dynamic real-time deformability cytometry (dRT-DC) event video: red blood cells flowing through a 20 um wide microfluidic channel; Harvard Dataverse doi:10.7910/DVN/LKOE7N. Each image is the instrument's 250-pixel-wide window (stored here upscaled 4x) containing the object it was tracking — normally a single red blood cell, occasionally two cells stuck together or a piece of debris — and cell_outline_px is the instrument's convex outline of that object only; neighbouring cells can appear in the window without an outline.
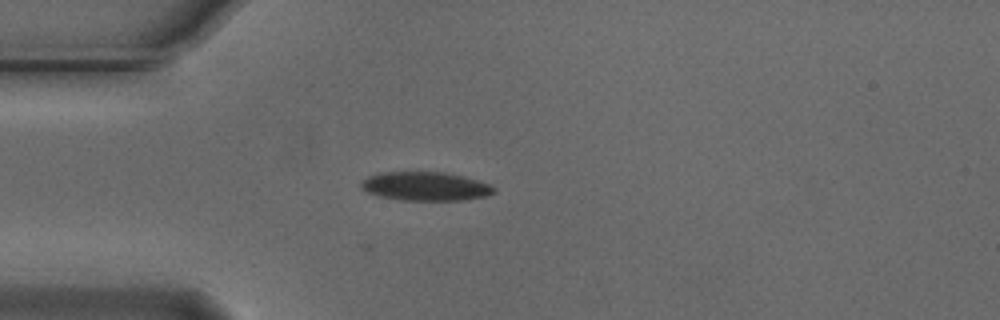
{"species": "Egyptian fruit bat (a non-hibernating species)", "species_latin": "Rousettus aegyptiacus", "temperature_condition": "cold", "stored_images_in_passage": 32, "camera_frame_rate_fps": 3000, "um_per_image_px": 0.085, "animal": {"sex": "male"}, "frame": {"image": 1, "passage_image": 1, "time_ms": 0.0, "image_size_px": [1000, 320], "cell_outline_px": [[496, 192], [488, 196], [464, 200], [400, 200], [380, 196], [368, 192], [360, 188], [360, 184], [368, 176], [380, 172], [444, 172], [476, 180], [488, 184], [496, 188]], "centroid_in_image_um": [36.16, 15.84], "position_along_channel_um": 48.8, "area_um2": 22.2}}
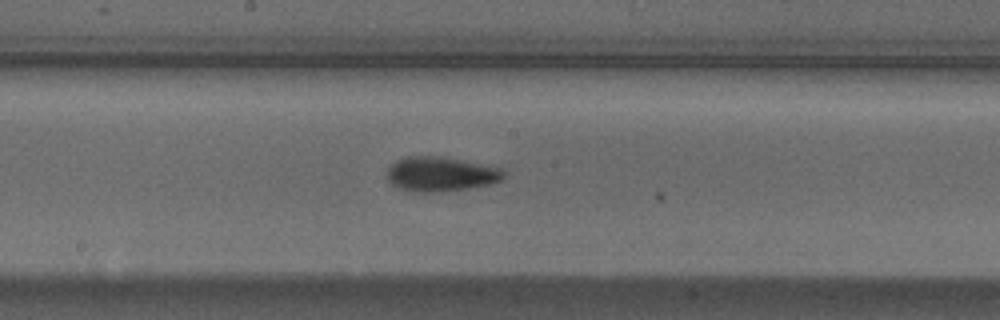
{"frame": {"image": 2, "passage_image": 15, "time_ms": 4.667, "image_size_px": [1000, 320], "cell_outline_px": [[504, 180], [488, 184], [468, 188], [440, 192], [412, 192], [400, 188], [392, 184], [388, 180], [388, 168], [396, 160], [408, 156], [440, 156], [500, 168], [504, 172]], "centroid_in_image_um": [37.44, 14.8], "position_along_channel_um": 210.8, "area_um2": 23.29}}
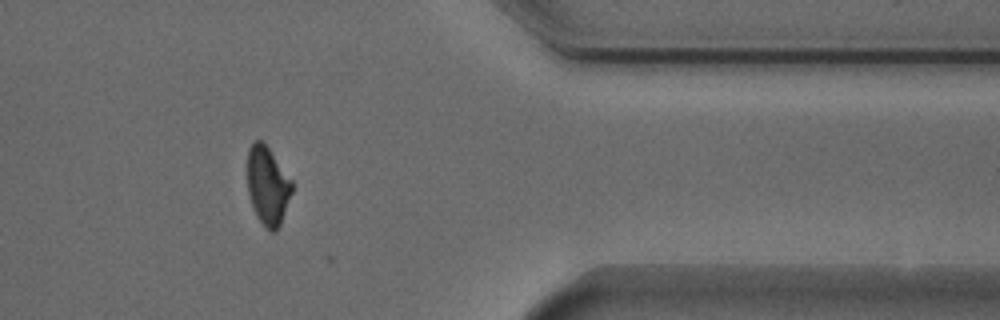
{"frame": {"image": 3, "passage_image": 31, "time_ms": 10.0, "image_size_px": [1000, 320], "cell_outline_px": [[292, 192], [280, 224], [276, 232], [272, 232], [260, 220], [252, 204], [248, 192], [248, 148], [256, 140], [264, 140], [292, 180]], "centroid_in_image_um": [22.76, 15.72], "position_along_channel_um": 388.6, "area_um2": 20.11}, "authors_computed_cell_mechanics": {"area_um2": 22.5131, "velocity_mm_per_s": 3.7339, "shape_relaxation_time_tau1_ms": 9.5699, "shape_relaxation_time_tau2_ms": 4.4738, "deformation_change_tau1": 0.2529, "deformation_change_tau2": 0.097}}